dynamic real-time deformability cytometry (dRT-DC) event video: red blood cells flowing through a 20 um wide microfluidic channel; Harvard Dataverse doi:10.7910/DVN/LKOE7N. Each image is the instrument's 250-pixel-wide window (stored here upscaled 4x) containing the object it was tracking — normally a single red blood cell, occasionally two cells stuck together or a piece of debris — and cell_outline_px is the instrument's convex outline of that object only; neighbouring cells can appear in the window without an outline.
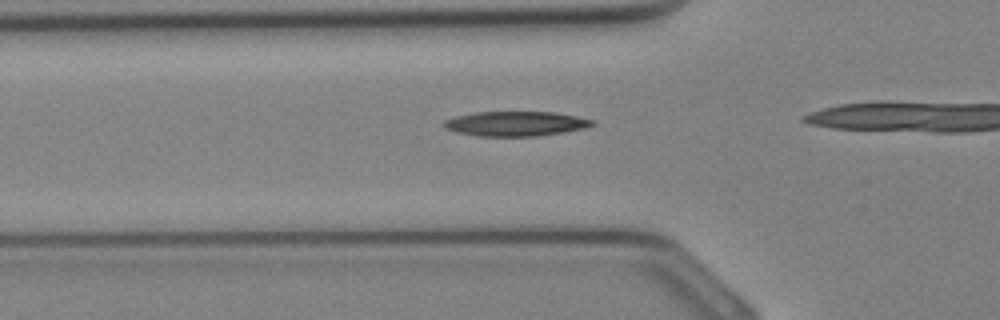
{"species": "Egyptian fruit bat (a non-hibernating species)", "species_latin": "Rousettus aegyptiacus", "temperature_condition": "cold", "stored_images_in_passage": 14, "camera_frame_rate_fps": 3000, "um_per_image_px": 0.085, "animal": {"sex": "female"}, "frame": {"image": 1, "passage_image": 8, "time_ms": 2.333, "image_size_px": [1000, 320], "cell_outline_px": [[596, 124], [584, 128], [536, 136], [476, 136], [456, 132], [444, 128], [440, 124], [444, 120], [456, 116], [476, 112], [552, 112], [576, 116], [596, 120]], "centroid_in_image_um": [43.78, 10.51], "position_along_channel_um": 82.0, "area_um2": 21.39}}
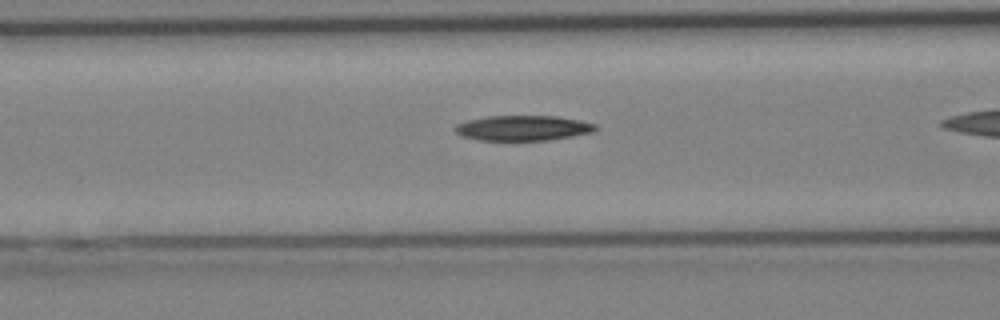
{"frame": {"image": 2, "passage_image": 10, "time_ms": 3.0, "image_size_px": [1000, 320], "cell_outline_px": [[600, 128], [592, 132], [572, 136], [548, 140], [476, 140], [464, 136], [456, 132], [452, 128], [456, 124], [468, 120], [488, 116], [556, 116], [596, 124]], "centroid_in_image_um": [44.43, 10.88], "position_along_channel_um": 122.2, "area_um2": 20.52}}